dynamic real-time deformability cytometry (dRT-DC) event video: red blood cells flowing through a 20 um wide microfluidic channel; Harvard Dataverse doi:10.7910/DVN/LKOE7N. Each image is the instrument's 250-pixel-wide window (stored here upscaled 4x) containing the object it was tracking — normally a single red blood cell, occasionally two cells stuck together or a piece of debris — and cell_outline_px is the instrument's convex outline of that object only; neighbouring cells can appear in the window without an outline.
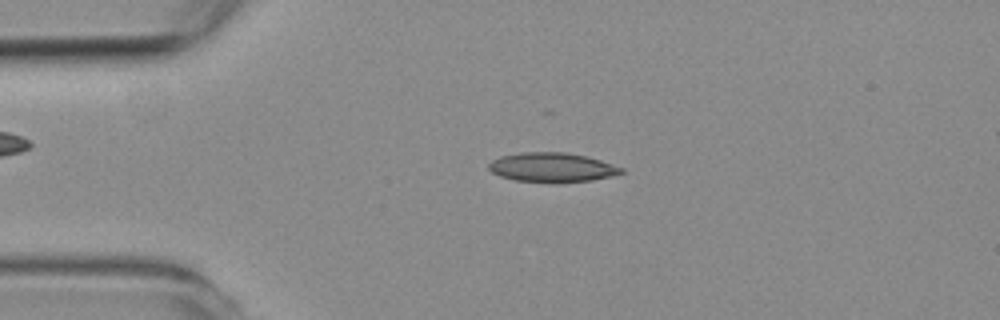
{"species": "common noctule bat (a hibernating species)", "species_latin": "Nyctalus noctula", "temperature_condition": "room temperature", "stored_images_in_passage": 52, "camera_frame_rate_fps": 3000, "um_per_image_px": 0.085, "animal": {"sex": "female", "body_mass_g": 19.3, "forearm_length_mm": 54.1}, "frame": {"image": 1, "passage_image": 11, "time_ms": 3.333, "image_size_px": [1000, 320], "cell_outline_px": [[624, 172], [612, 176], [592, 180], [512, 180], [500, 176], [492, 172], [488, 168], [488, 164], [492, 160], [500, 156], [520, 152], [564, 152], [584, 156], [600, 160], [624, 168]], "centroid_in_image_um": [46.89, 14.19], "position_along_channel_um": 38.1, "area_um2": 21.91}}
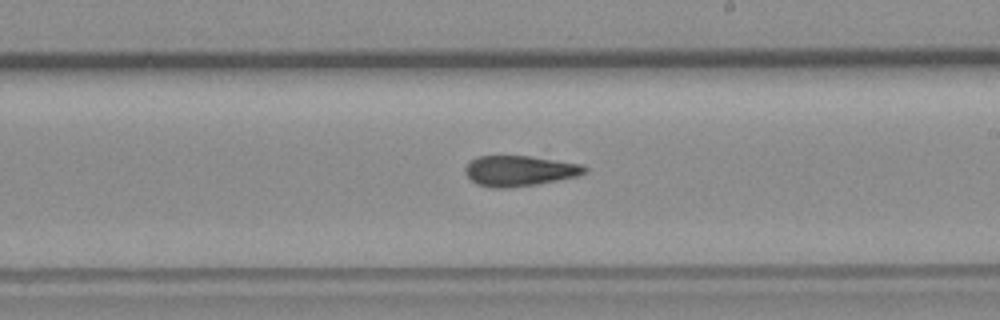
{"frame": {"image": 2, "passage_image": 30, "time_ms": 9.667, "image_size_px": [1000, 320], "cell_outline_px": [[588, 172], [580, 176], [536, 184], [508, 188], [492, 188], [476, 184], [464, 172], [464, 168], [476, 156], [528, 156], [584, 164], [588, 168]], "centroid_in_image_um": [44.2, 14.52], "position_along_channel_um": 244.8, "area_um2": 21.39}}
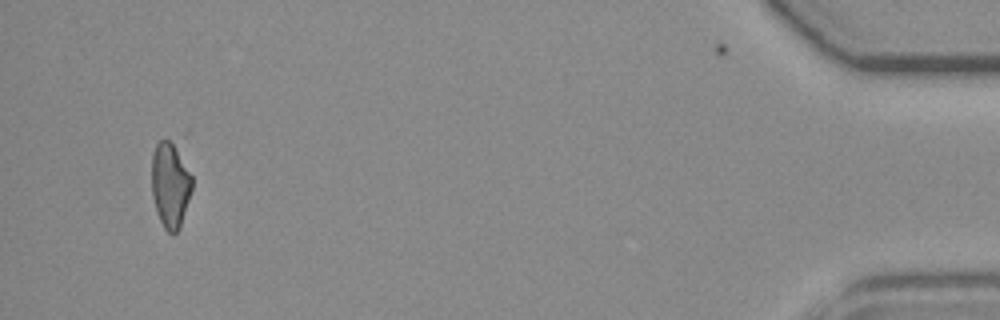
{"frame": {"image": 3, "passage_image": 51, "time_ms": 16.667, "image_size_px": [1000, 320], "cell_outline_px": [[192, 188], [180, 228], [172, 236], [164, 228], [156, 212], [152, 196], [152, 152], [156, 144], [160, 140], [168, 140], [172, 144], [192, 176]], "centroid_in_image_um": [14.45, 15.79], "position_along_channel_um": 420.8, "area_um2": 19.77}}